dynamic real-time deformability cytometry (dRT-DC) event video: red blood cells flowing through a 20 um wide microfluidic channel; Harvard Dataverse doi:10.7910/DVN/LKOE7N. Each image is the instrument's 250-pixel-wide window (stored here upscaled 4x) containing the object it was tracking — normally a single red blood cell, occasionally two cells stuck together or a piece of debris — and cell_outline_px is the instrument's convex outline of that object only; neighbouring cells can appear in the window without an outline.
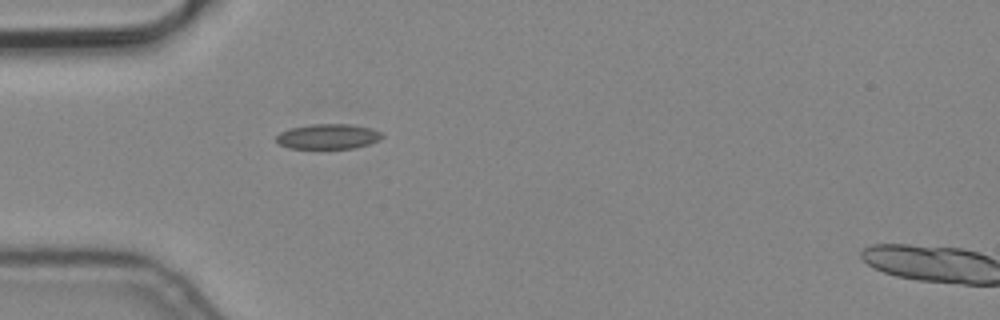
{"species": "common noctule bat (a hibernating species)", "species_latin": "Nyctalus noctula", "temperature_condition": "cold", "stored_images_in_passage": 2, "camera_frame_rate_fps": 3000, "um_per_image_px": 0.085, "animal": {"sex": "male", "body_mass_g": 19.2, "forearm_length_mm": 51.8}, "frame": {"image": 1, "passage_image": 1, "time_ms": 0.0, "image_size_px": [1000, 320], "cell_outline_px": [[384, 136], [380, 140], [368, 144], [352, 148], [288, 148], [276, 144], [276, 136], [280, 132], [292, 128], [312, 124], [352, 124], [368, 128], [380, 132]], "centroid_in_image_um": [27.85, 11.6], "position_along_channel_um": 57.1, "area_um2": 15.37}}